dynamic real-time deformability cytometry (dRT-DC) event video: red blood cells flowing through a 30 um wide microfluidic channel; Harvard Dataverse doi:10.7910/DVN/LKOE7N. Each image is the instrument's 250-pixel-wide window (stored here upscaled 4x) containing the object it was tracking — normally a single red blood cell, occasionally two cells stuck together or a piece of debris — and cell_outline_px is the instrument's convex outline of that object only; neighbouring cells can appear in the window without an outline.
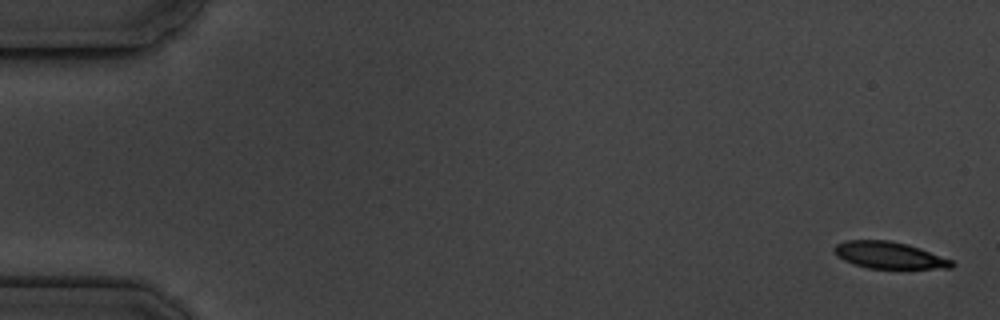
{"species": "common noctule bat (a hibernating species)", "species_latin": "Nyctalus noctula", "temperature_condition": "cold", "stored_images_in_passage": 6, "segment_of_instrument_passage": [2, 2], "camera_frame_rate_fps": 3000, "um_per_image_px": 0.085, "animal": {"sex": "male", "body_mass_g": 19.5, "forearm_length_mm": 54.6}, "frame": {"image": 1, "passage_image": 6, "time_ms": 5.667, "image_size_px": [1000, 320], "cell_outline_px": [[956, 264], [952, 268], [868, 268], [852, 264], [836, 256], [832, 248], [836, 244], [844, 240], [888, 240], [908, 244], [920, 248], [952, 260]], "centroid_in_image_um": [75.54, 21.68], "position_along_channel_um": 9.5, "area_um2": 18.44}}